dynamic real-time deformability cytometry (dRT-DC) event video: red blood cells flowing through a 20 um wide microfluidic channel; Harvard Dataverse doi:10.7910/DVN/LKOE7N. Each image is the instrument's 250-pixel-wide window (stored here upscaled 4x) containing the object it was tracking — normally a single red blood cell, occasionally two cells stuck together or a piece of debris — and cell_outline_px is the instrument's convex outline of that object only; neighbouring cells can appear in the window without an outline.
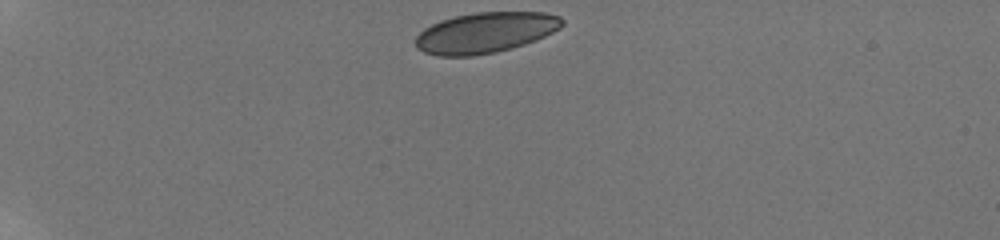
{"species": "human", "species_latin": "Homo sapiens", "temperature_condition": "room temperature", "stored_images_in_passage": 41, "camera_frame_rate_fps": 3000, "um_per_image_px": 0.085, "donor": {"sex": "male"}, "frame": {"image": 1, "passage_image": 1, "time_ms": 0.0, "image_size_px": [1000, 240], "cell_outline_px": [[564, 24], [560, 28], [536, 40], [524, 44], [496, 52], [472, 56], [436, 56], [424, 52], [416, 48], [416, 36], [424, 28], [440, 20], [456, 16], [476, 12], [544, 12], [560, 16], [564, 20]], "centroid_in_image_um": [41.25, 2.77], "position_along_channel_um": 43.8, "area_um2": 34.74}}
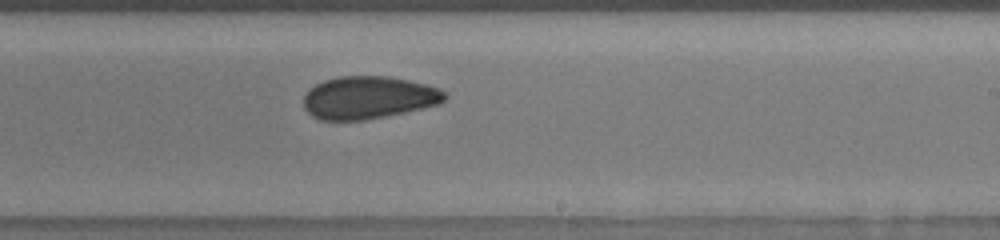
{"frame": {"image": 2, "passage_image": 23, "time_ms": 7.333, "image_size_px": [1000, 240], "cell_outline_px": [[448, 96], [440, 104], [424, 108], [364, 120], [320, 120], [312, 116], [304, 108], [304, 96], [316, 84], [324, 80], [340, 76], [388, 76], [408, 80], [440, 88]], "centroid_in_image_um": [31.34, 8.29], "position_along_channel_um": 257.7, "area_um2": 34.97}}
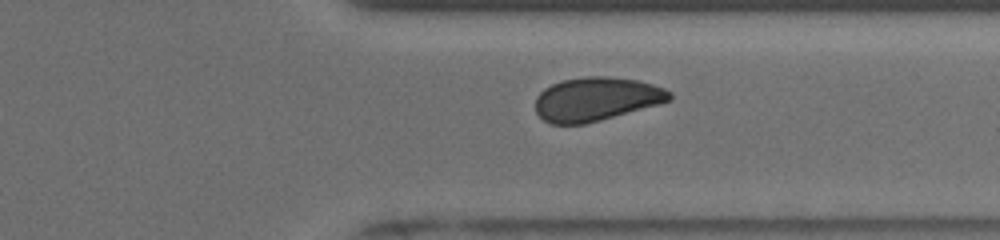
{"frame": {"image": 3, "passage_image": 31, "time_ms": 10.0, "image_size_px": [1000, 240], "cell_outline_px": [[672, 100], [660, 104], [600, 120], [584, 124], [552, 124], [544, 120], [536, 112], [536, 96], [544, 88], [552, 84], [564, 80], [584, 76], [608, 76], [636, 80], [652, 84], [664, 88], [672, 92]], "centroid_in_image_um": [50.69, 8.42], "position_along_channel_um": 360.7, "area_um2": 34.16}, "authors_computed_cell_mechanics": {"area_um2": 35.1424, "velocity_mm_per_s": 3.8531, "shape_relaxation_time_tau1_ms": null, "shape_relaxation_time_tau2_ms": 2.1923, "deformation_change_tau1": null, "deformation_change_tau2": 0.0658}}